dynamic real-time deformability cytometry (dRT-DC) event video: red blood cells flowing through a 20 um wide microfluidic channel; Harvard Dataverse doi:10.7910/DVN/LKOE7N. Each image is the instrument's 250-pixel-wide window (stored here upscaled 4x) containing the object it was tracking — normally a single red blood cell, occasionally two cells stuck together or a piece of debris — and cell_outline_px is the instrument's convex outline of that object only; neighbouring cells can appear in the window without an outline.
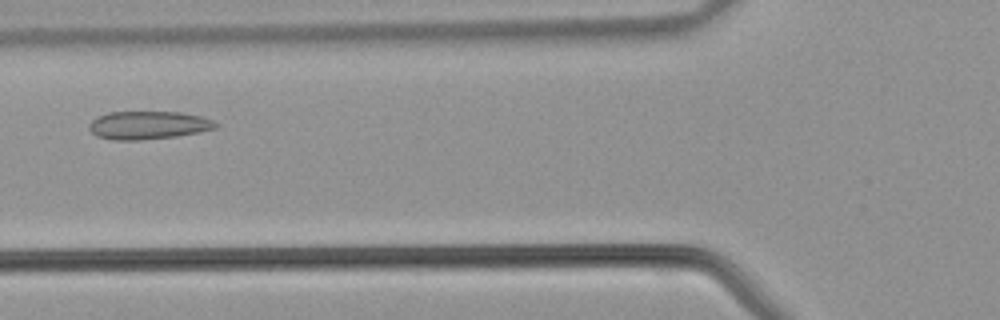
{"species": "common noctule bat (a hibernating species)", "species_latin": "Nyctalus noctula", "temperature_condition": "warm", "stored_images_in_passage": 32, "segment_of_instrument_passage": [1, 2], "camera_frame_rate_fps": 3000, "um_per_image_px": 0.085, "animal": {"sex": "male", "body_mass_g": 21.5, "forearm_length_mm": 52.0}, "frame": {"image": 1, "passage_image": 5, "time_ms": 1.333, "image_size_px": [1000, 320], "cell_outline_px": [[220, 124], [216, 128], [176, 136], [140, 140], [116, 140], [96, 136], [88, 128], [88, 124], [92, 120], [108, 112], [180, 112], [200, 116], [212, 120]], "centroid_in_image_um": [12.59, 10.64], "position_along_channel_um": 113.2, "area_um2": 20.58}}
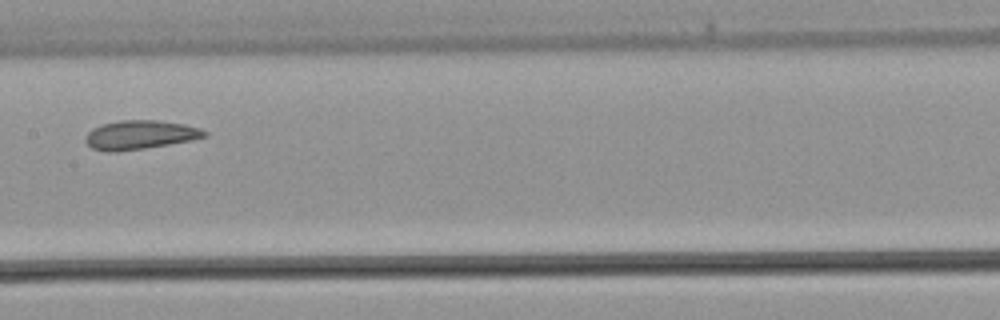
{"frame": {"image": 2, "passage_image": 10, "time_ms": 3.0, "image_size_px": [1000, 320], "cell_outline_px": [[208, 136], [192, 140], [144, 148], [116, 152], [108, 152], [92, 148], [84, 140], [84, 136], [92, 128], [104, 124], [120, 120], [156, 120], [184, 124], [200, 128], [208, 132]], "centroid_in_image_um": [11.9, 11.46], "position_along_channel_um": 195.5, "area_um2": 20.06}}
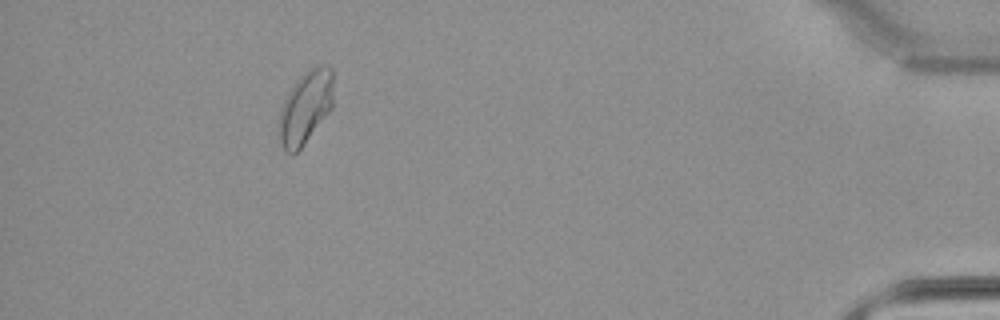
{"frame": {"image": 3, "passage_image": 27, "time_ms": 8.667, "image_size_px": [1000, 320], "cell_outline_px": [[332, 108], [304, 144], [292, 156], [284, 152], [276, 132], [280, 108], [288, 92], [296, 80], [304, 72], [316, 64], [328, 64], [332, 68]], "centroid_in_image_um": [25.92, 9.14], "position_along_channel_um": 409.3, "area_um2": 23.64}}